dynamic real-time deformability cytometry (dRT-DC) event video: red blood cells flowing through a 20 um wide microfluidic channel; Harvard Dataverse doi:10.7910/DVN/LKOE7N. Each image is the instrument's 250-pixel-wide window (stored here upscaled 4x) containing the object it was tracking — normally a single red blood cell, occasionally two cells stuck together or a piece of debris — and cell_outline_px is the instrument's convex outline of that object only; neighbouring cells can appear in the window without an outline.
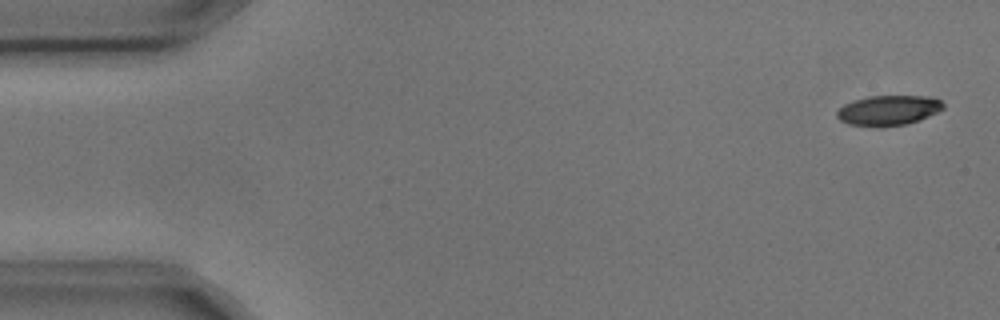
{"species": "common noctule bat (a hibernating species)", "species_latin": "Nyctalus noctula", "temperature_condition": "cold", "stored_images_in_passage": 4, "camera_frame_rate_fps": 3000, "um_per_image_px": 0.085, "animal": {"sex": "male", "body_mass_g": 17.9, "forearm_length_mm": 54.2}, "frame": {"image": 1, "passage_image": 1, "time_ms": 0.0, "image_size_px": [1000, 320], "cell_outline_px": [[944, 108], [928, 116], [904, 124], [880, 128], [848, 124], [840, 120], [836, 116], [836, 112], [844, 104], [852, 100], [868, 96], [928, 96], [940, 100], [944, 104]], "centroid_in_image_um": [75.46, 9.38], "position_along_channel_um": 9.5, "area_um2": 18.67}}
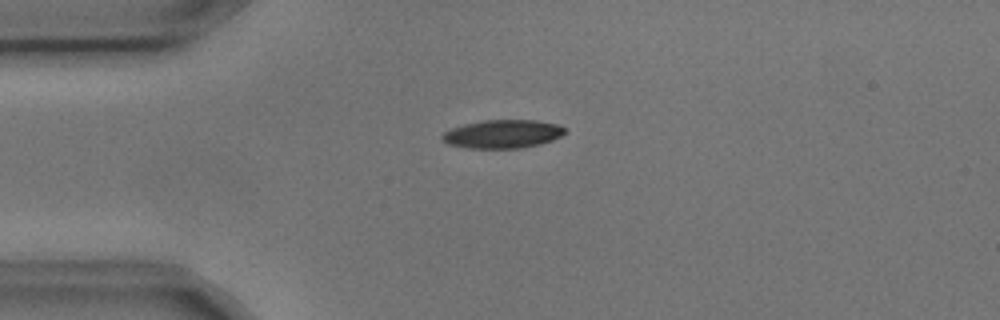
{"frame": {"image": 2, "passage_image": 4, "time_ms": 1.0, "image_size_px": [1000, 320], "cell_outline_px": [[564, 132], [560, 136], [552, 140], [540, 144], [520, 148], [468, 148], [448, 144], [440, 136], [444, 132], [452, 128], [464, 124], [484, 120], [536, 120], [556, 124], [564, 128]], "centroid_in_image_um": [42.7, 11.39], "position_along_channel_um": 42.3, "area_um2": 20.11}}